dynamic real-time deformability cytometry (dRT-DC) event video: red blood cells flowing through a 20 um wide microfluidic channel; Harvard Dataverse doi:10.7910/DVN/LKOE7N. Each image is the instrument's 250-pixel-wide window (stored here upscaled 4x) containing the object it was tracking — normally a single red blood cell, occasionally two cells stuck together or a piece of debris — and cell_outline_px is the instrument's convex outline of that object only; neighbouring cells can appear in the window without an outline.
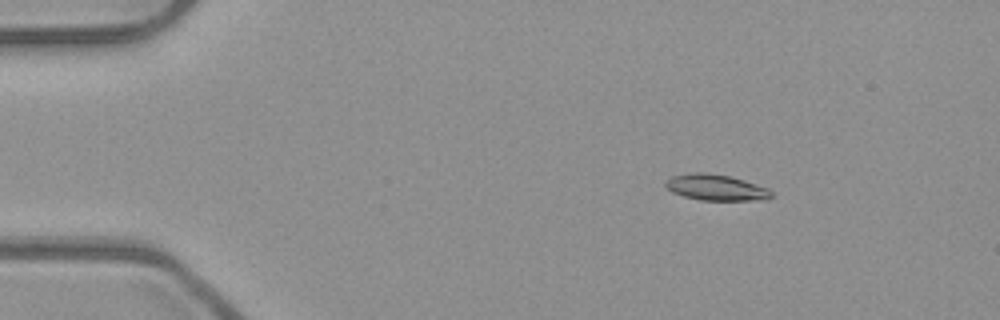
{"species": "common noctule bat (a hibernating species)", "species_latin": "Nyctalus noctula", "temperature_condition": "room temperature", "stored_images_in_passage": 6, "camera_frame_rate_fps": 3000, "um_per_image_px": 0.085, "animal": {"sex": "male", "body_mass_g": 23.1, "forearm_length_mm": 52.7}, "frame": {"image": 1, "passage_image": 3, "time_ms": 0.667, "image_size_px": [1000, 320], "cell_outline_px": [[772, 196], [768, 200], [700, 200], [684, 196], [672, 192], [664, 184], [664, 180], [672, 176], [696, 172], [704, 172], [728, 176], [744, 180], [768, 188], [772, 192]], "centroid_in_image_um": [60.86, 15.94], "position_along_channel_um": 24.1, "area_um2": 16.01}}